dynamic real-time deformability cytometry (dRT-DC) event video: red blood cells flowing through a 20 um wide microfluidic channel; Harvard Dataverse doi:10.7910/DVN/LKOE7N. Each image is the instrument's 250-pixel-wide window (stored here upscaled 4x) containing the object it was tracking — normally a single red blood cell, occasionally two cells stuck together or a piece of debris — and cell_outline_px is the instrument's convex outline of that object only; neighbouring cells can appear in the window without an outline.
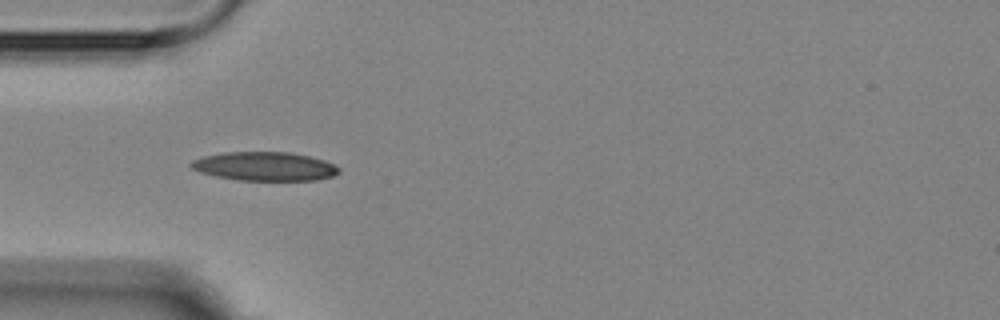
{"species": "Egyptian fruit bat (a non-hibernating species)", "species_latin": "Rousettus aegyptiacus", "temperature_condition": "room temperature", "stored_images_in_passage": 4, "camera_frame_rate_fps": 3000, "um_per_image_px": 0.085, "animal": {"sex": "female"}, "frame": {"image": 1, "passage_image": 1, "time_ms": 0.0, "image_size_px": [1000, 320], "cell_outline_px": [[340, 172], [332, 176], [316, 180], [240, 180], [216, 176], [200, 172], [192, 168], [188, 164], [192, 160], [204, 156], [224, 152], [288, 152], [308, 156], [324, 160], [340, 168]], "centroid_in_image_um": [22.48, 14.14], "position_along_channel_um": 62.5, "area_um2": 24.68}}
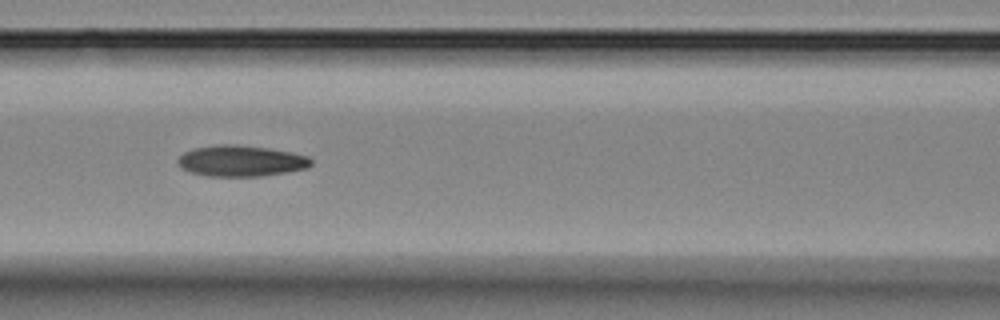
{"frame": {"image": 2, "passage_image": 3, "time_ms": 2.333, "image_size_px": [1000, 320], "cell_outline_px": [[312, 164], [308, 168], [260, 176], [208, 176], [192, 172], [180, 168], [176, 164], [176, 160], [184, 152], [196, 148], [220, 144], [228, 144], [268, 148], [292, 152], [308, 156], [312, 160]], "centroid_in_image_um": [20.47, 13.68], "position_along_channel_um": 146.1, "area_um2": 23.99}}
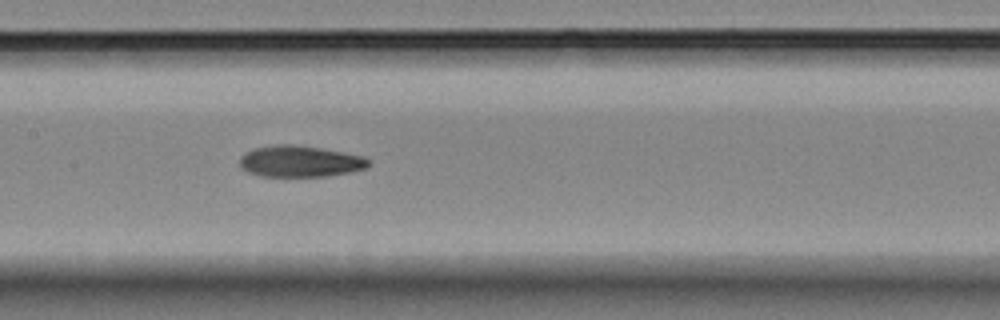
{"frame": {"image": 3, "passage_image": 4, "time_ms": 3.333, "image_size_px": [1000, 320], "cell_outline_px": [[372, 160], [368, 168], [352, 172], [328, 176], [260, 176], [248, 172], [240, 168], [240, 156], [256, 148], [280, 144], [292, 144], [320, 148], [344, 152], [364, 156]], "centroid_in_image_um": [25.56, 13.72], "position_along_channel_um": 181.8, "area_um2": 23.64}}